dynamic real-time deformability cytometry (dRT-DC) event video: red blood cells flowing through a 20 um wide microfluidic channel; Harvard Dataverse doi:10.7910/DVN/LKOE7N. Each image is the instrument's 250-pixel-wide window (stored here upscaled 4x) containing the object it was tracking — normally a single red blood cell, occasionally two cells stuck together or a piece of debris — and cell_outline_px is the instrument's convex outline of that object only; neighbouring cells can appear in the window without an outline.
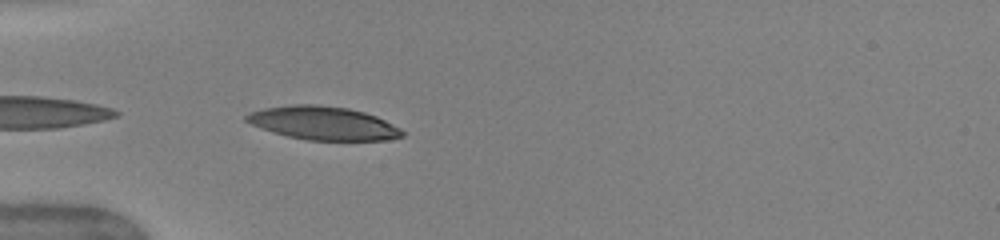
{"species": "human", "species_latin": "Homo sapiens", "temperature_condition": "warm", "stored_images_in_passage": 35, "camera_frame_rate_fps": 3000, "um_per_image_px": 0.085, "donor": {"sex": "female"}, "frame": {"image": 1, "passage_image": 1, "time_ms": 0.0, "image_size_px": [1000, 240], "cell_outline_px": [[404, 136], [388, 140], [308, 140], [288, 136], [260, 128], [244, 120], [244, 116], [248, 112], [264, 108], [292, 104], [316, 104], [348, 108], [364, 112], [376, 116], [400, 128], [404, 132]], "centroid_in_image_um": [27.45, 10.46], "position_along_channel_um": 57.5, "area_um2": 30.35}, "authors_computed_cell_mechanics": {"area_um2": 30.6918, "velocity_mm_per_s": 4.0628, "shape_relaxation_time_tau1_ms": 4.0251, "shape_relaxation_time_tau2_ms": 1.1382, "deformation_change_tau1": 0.1806, "deformation_change_tau2": 0.075}}